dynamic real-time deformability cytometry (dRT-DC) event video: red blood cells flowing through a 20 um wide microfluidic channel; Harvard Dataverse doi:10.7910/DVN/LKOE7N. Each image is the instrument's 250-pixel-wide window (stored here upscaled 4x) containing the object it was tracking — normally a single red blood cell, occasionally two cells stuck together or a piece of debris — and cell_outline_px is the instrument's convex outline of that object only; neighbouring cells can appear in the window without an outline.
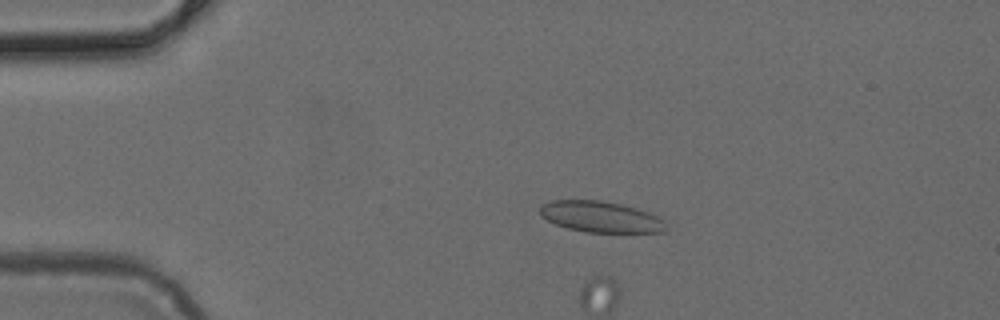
{"species": "common noctule bat (a hibernating species)", "species_latin": "Nyctalus noctula", "temperature_condition": "cold", "stored_images_in_passage": 5, "camera_frame_rate_fps": 3000, "um_per_image_px": 0.085, "animal": {"sex": "female", "body_mass_g": 24.6, "forearm_length_mm": 56.2}, "frame": {"image": 1, "passage_image": 2, "time_ms": 0.333, "image_size_px": [1000, 320], "cell_outline_px": [[668, 232], [584, 232], [568, 228], [556, 224], [540, 216], [540, 204], [552, 200], [604, 200], [636, 208], [648, 212], [664, 220], [668, 228]], "centroid_in_image_um": [51.06, 18.43], "position_along_channel_um": 33.9, "area_um2": 22.95}}